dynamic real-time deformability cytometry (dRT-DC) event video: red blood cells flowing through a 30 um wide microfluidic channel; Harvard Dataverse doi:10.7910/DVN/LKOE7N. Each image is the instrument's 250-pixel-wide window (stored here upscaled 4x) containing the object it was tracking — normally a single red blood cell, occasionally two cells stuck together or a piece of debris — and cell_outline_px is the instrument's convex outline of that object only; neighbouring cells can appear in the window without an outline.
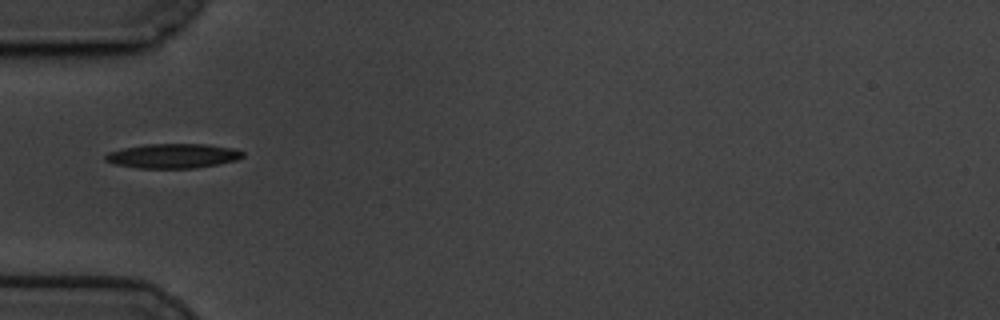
{"species": "common noctule bat (a hibernating species)", "species_latin": "Nyctalus noctula", "temperature_condition": "cold", "stored_images_in_passage": 41, "camera_frame_rate_fps": 3000, "um_per_image_px": 0.085, "animal": {"sex": "male", "body_mass_g": 19.5, "forearm_length_mm": 54.6}, "frame": {"image": 1, "passage_image": 1, "time_ms": 0.0, "image_size_px": [1000, 320], "cell_outline_px": [[244, 156], [236, 160], [220, 164], [196, 168], [136, 168], [112, 164], [104, 160], [104, 156], [108, 152], [124, 148], [144, 144], [208, 144], [232, 148], [244, 152]], "centroid_in_image_um": [14.68, 13.26], "position_along_channel_um": 70.3, "area_um2": 19.83}}
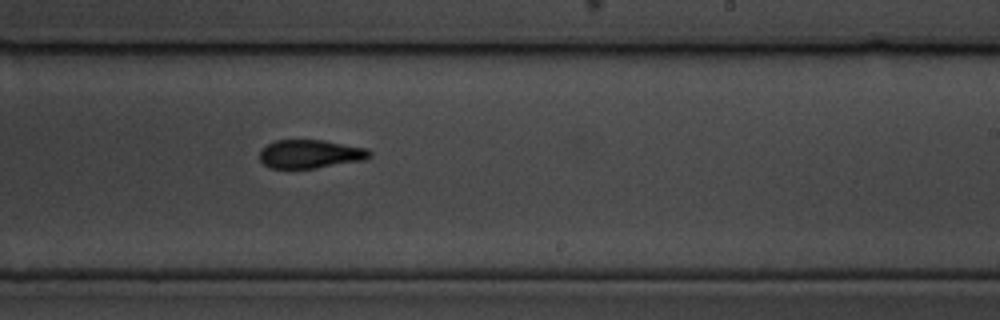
{"frame": {"image": 2, "passage_image": 18, "time_ms": 5.667, "image_size_px": [1000, 320], "cell_outline_px": [[372, 156], [364, 160], [316, 168], [272, 168], [264, 164], [260, 160], [260, 148], [276, 140], [324, 140], [368, 148], [372, 152]], "centroid_in_image_um": [26.4, 13.08], "position_along_channel_um": 262.6, "area_um2": 18.38}}
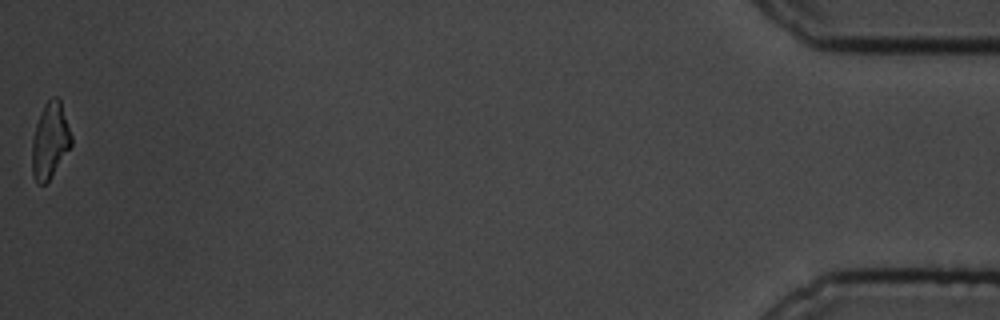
{"frame": {"image": 3, "passage_image": 41, "time_ms": 13.333, "image_size_px": [1000, 320], "cell_outline_px": [[72, 144], [48, 180], [44, 184], [36, 184], [32, 176], [32, 140], [36, 124], [40, 112], [44, 104], [52, 96], [56, 96], [60, 100], [72, 136]], "centroid_in_image_um": [4.23, 11.94], "position_along_channel_um": 431.0, "area_um2": 17.22}, "authors_computed_cell_mechanics": {"area_um2": 18.3804, "velocity_mm_per_s": 3.4129, "shape_relaxation_time_tau1_ms": 4.1163, "shape_relaxation_time_tau2_ms": 1.763, "deformation_change_tau1": 0.1516, "deformation_change_tau2": 0.0812}}